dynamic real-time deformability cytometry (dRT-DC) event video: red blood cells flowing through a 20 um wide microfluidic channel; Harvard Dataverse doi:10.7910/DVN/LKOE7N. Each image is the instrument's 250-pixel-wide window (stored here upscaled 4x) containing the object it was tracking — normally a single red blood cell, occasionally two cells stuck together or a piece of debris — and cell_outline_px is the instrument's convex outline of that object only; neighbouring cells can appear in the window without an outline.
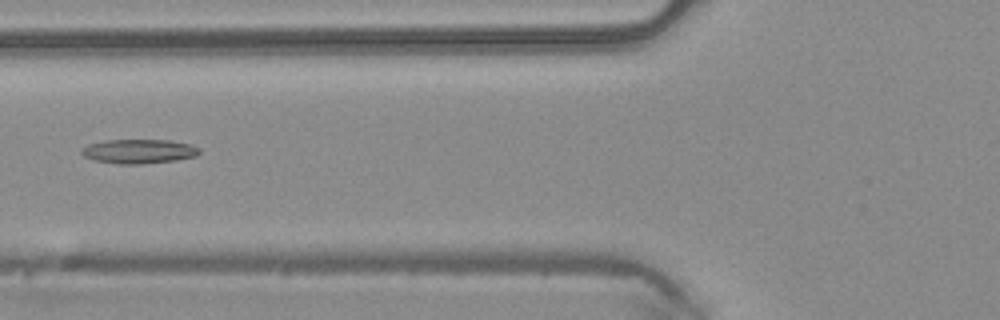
{"species": "common noctule bat (a hibernating species)", "species_latin": "Nyctalus noctula", "temperature_condition": "warm", "stored_images_in_passage": 50, "camera_frame_rate_fps": 3000, "um_per_image_px": 0.085, "animal": {"sex": "male", "body_mass_g": 20.4}, "frame": {"image": 1, "passage_image": 20, "time_ms": 6.333, "image_size_px": [1000, 320], "cell_outline_px": [[200, 152], [196, 156], [176, 160], [140, 164], [116, 164], [92, 160], [84, 156], [80, 152], [80, 148], [88, 144], [104, 140], [168, 140], [192, 144], [200, 148]], "centroid_in_image_um": [11.77, 12.86], "position_along_channel_um": 114.0, "area_um2": 16.88}}
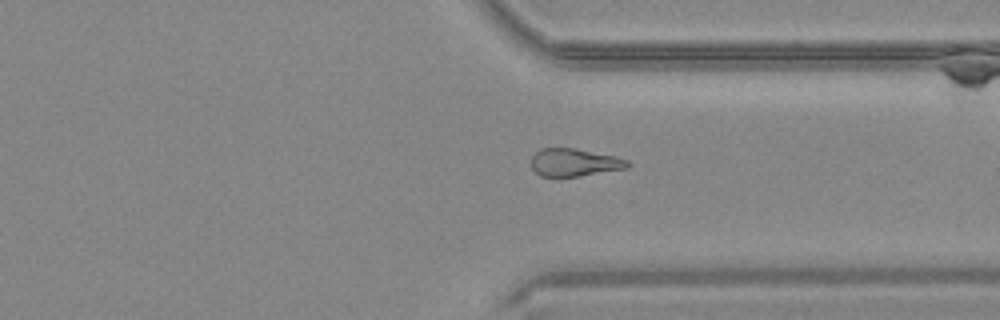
{"frame": {"image": 2, "passage_image": 38, "time_ms": 12.333, "image_size_px": [1000, 320], "cell_outline_px": [[628, 168], [576, 176], [540, 176], [532, 168], [532, 156], [540, 148], [576, 148], [616, 156], [628, 160]], "centroid_in_image_um": [48.81, 13.79], "position_along_channel_um": 362.6, "area_um2": 15.43}}
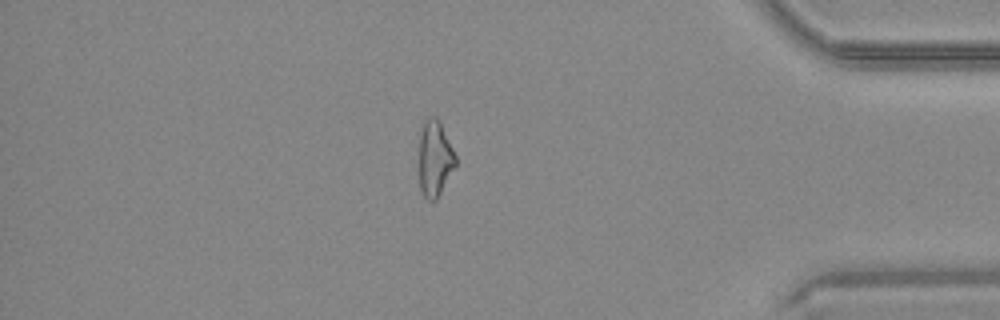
{"frame": {"image": 3, "passage_image": 43, "time_ms": 14.0, "image_size_px": [1000, 320], "cell_outline_px": [[456, 164], [436, 200], [428, 200], [424, 196], [420, 188], [420, 136], [424, 124], [428, 116], [436, 116], [440, 120], [456, 156]], "centroid_in_image_um": [36.97, 13.45], "position_along_channel_um": 398.2, "area_um2": 15.84}}